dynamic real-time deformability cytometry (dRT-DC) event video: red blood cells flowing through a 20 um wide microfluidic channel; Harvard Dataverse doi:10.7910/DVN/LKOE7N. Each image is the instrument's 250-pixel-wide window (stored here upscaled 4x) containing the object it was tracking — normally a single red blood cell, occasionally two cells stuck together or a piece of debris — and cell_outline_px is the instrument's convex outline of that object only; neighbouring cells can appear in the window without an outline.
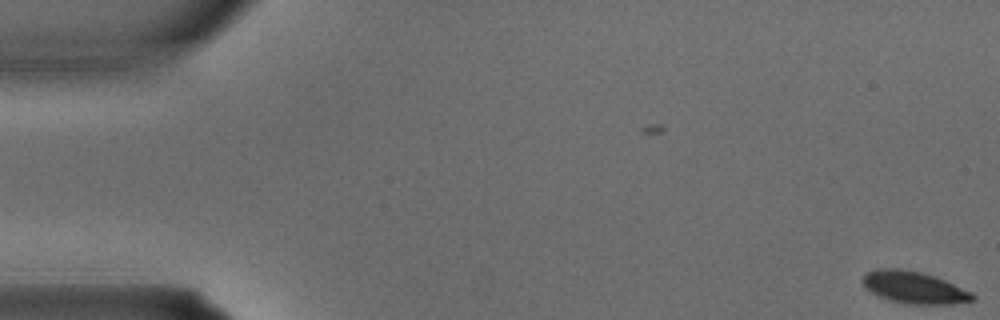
{"species": "common noctule bat (a hibernating species)", "species_latin": "Nyctalus noctula", "temperature_condition": "warm", "stored_images_in_passage": 4, "camera_frame_rate_fps": 3000, "um_per_image_px": 0.085, "animal": {"sex": "male", "body_mass_g": 15.6}, "frame": {"image": 1, "passage_image": 1, "time_ms": 0.0, "image_size_px": [1000, 320], "cell_outline_px": [[976, 296], [972, 300], [948, 304], [904, 304], [888, 300], [864, 288], [860, 280], [864, 272], [876, 268], [896, 268], [920, 272], [944, 280], [972, 292]], "centroid_in_image_um": [77.61, 24.42], "position_along_channel_um": 7.4, "area_um2": 20.58}}
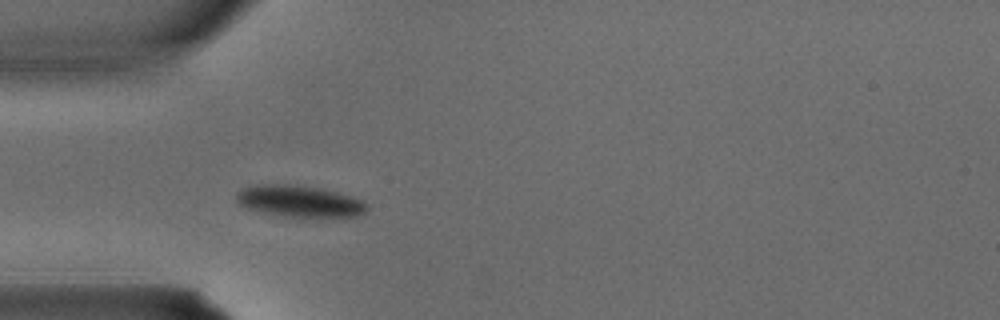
{"frame": {"image": 2, "passage_image": 3, "time_ms": 0.667, "image_size_px": [1000, 320], "cell_outline_px": [[368, 208], [360, 216], [292, 216], [264, 212], [248, 208], [240, 204], [236, 200], [236, 192], [240, 188], [256, 184], [300, 184], [324, 188], [352, 196], [364, 200], [368, 204]], "centroid_in_image_um": [25.48, 17.06], "position_along_channel_um": 59.5, "area_um2": 24.1}}